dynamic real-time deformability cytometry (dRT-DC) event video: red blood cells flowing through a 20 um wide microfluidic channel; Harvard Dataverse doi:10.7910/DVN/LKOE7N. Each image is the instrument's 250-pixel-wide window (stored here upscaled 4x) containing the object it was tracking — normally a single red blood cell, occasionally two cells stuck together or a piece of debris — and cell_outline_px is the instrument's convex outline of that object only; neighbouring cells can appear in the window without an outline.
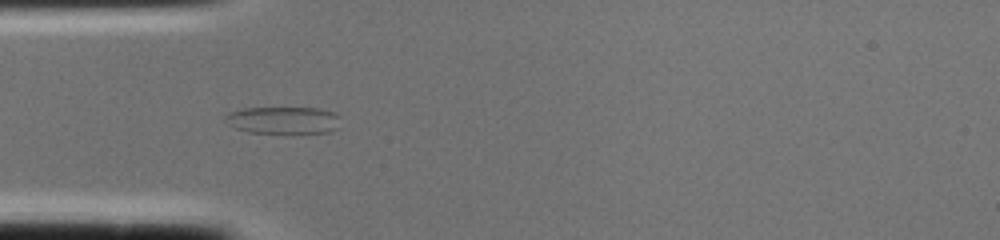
{"species": "common noctule bat (a hibernating species)", "species_latin": "Nyctalus noctula", "temperature_condition": "cold", "stored_images_in_passage": 2, "camera_frame_rate_fps": 3000, "um_per_image_px": 0.085, "animal": {"sex": "female", "body_mass_g": 22.0, "forearm_length_mm": 56.7}, "frame": {"image": 1, "passage_image": 2, "time_ms": 0.333, "image_size_px": [1000, 240], "cell_outline_px": [[340, 128], [328, 132], [288, 136], [248, 132], [236, 128], [228, 124], [224, 120], [224, 116], [228, 112], [244, 108], [320, 108], [332, 112], [340, 116]], "centroid_in_image_um": [24.11, 10.27], "position_along_channel_um": 60.9, "area_um2": 19.36}}